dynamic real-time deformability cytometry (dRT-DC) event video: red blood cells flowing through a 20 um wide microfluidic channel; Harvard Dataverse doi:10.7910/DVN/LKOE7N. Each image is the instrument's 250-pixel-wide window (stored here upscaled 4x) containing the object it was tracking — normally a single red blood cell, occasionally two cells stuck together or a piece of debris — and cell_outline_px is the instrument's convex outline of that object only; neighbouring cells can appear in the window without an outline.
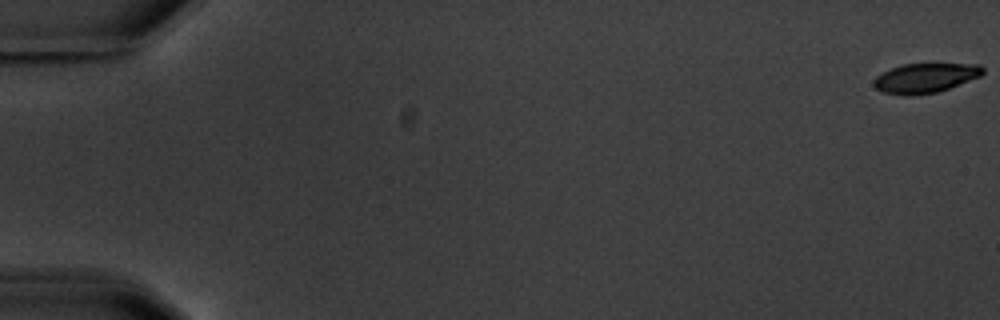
{"species": "common noctule bat (a hibernating species)", "species_latin": "Nyctalus noctula", "temperature_condition": "warm", "stored_images_in_passage": 6, "camera_frame_rate_fps": 3000, "um_per_image_px": 0.085, "animal": {"sex": "male", "body_mass_g": 20.1, "forearm_length_mm": 53.5}, "frame": {"image": 1, "passage_image": 1, "time_ms": 0.0, "image_size_px": [1000, 320], "cell_outline_px": [[984, 72], [980, 76], [948, 88], [936, 92], [912, 96], [908, 96], [884, 92], [876, 88], [872, 84], [872, 80], [876, 76], [892, 68], [904, 64], [980, 64], [984, 68]], "centroid_in_image_um": [78.63, 6.63], "position_along_channel_um": 6.4, "area_um2": 18.61}}
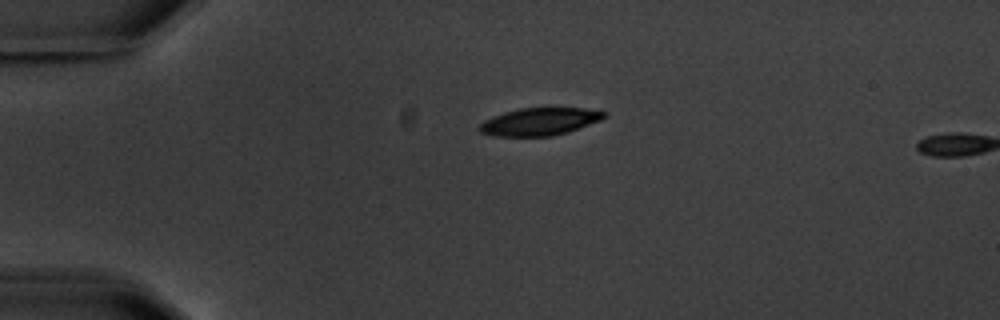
{"frame": {"image": 2, "passage_image": 5, "time_ms": 4.667, "image_size_px": [1000, 320], "cell_outline_px": [[608, 116], [600, 120], [568, 132], [552, 136], [496, 136], [480, 132], [480, 124], [484, 120], [492, 116], [504, 112], [520, 108], [584, 108], [608, 112]], "centroid_in_image_um": [45.89, 10.33], "position_along_channel_um": 39.1, "area_um2": 20.0}}